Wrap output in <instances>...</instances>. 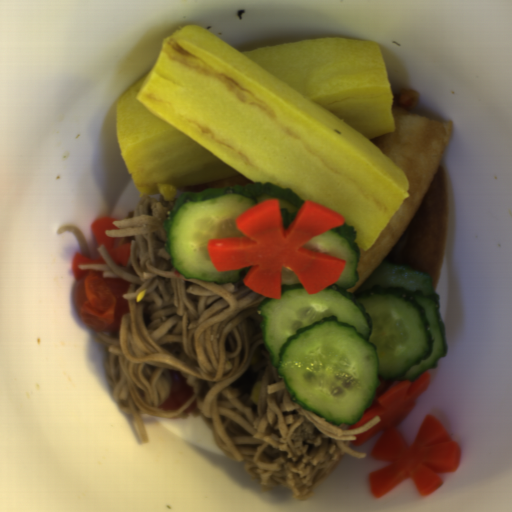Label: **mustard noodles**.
Returning a JSON list of instances; mask_svg holds the SVG:
<instances>
[{
  "label": "mustard noodles",
  "instance_id": "7f7daa86",
  "mask_svg": "<svg viewBox=\"0 0 512 512\" xmlns=\"http://www.w3.org/2000/svg\"><path fill=\"white\" fill-rule=\"evenodd\" d=\"M62 232H72L74 234V236L77 238L79 245L81 247V255L87 256L92 259L86 238L80 228H78L74 225H65L64 224L59 227L56 234L60 235Z\"/></svg>",
  "mask_w": 512,
  "mask_h": 512
},
{
  "label": "mustard noodles",
  "instance_id": "0af2e427",
  "mask_svg": "<svg viewBox=\"0 0 512 512\" xmlns=\"http://www.w3.org/2000/svg\"><path fill=\"white\" fill-rule=\"evenodd\" d=\"M179 198H140L125 219L112 224L115 247L130 244L127 266L97 247L105 264H80L129 283V314L116 332H95L104 354L106 381L121 411L130 414L140 442L148 444L143 416H201L222 452L243 467L261 491L282 485L307 500L351 448L357 435L380 422L374 416L357 429L313 413L288 391L263 338L268 300L243 280L230 283L190 278L173 267L164 242L165 220ZM178 369L194 395L180 409H157L170 393L169 371Z\"/></svg>",
  "mask_w": 512,
  "mask_h": 512
}]
</instances>
